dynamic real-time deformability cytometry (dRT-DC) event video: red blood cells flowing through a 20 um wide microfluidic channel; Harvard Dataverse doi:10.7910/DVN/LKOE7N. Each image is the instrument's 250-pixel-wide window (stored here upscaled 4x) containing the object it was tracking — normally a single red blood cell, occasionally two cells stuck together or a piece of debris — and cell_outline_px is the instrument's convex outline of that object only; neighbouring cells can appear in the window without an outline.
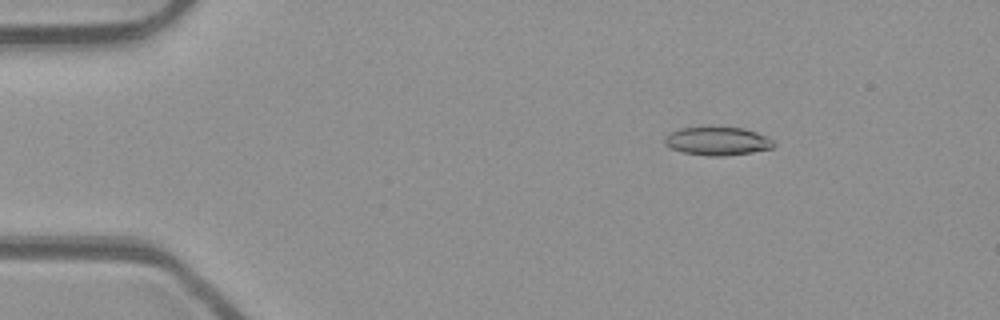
{"species": "common noctule bat (a hibernating species)", "species_latin": "Nyctalus noctula", "temperature_condition": "room temperature", "stored_images_in_passage": 48, "camera_frame_rate_fps": 3000, "um_per_image_px": 0.085, "animal": {"sex": "male", "body_mass_g": 23.1, "forearm_length_mm": 52.7}, "frame": {"image": 1, "passage_image": 4, "time_ms": 1.0, "image_size_px": [1000, 320], "cell_outline_px": [[776, 144], [772, 148], [752, 152], [724, 156], [708, 156], [684, 152], [672, 148], [664, 144], [664, 136], [680, 128], [704, 124], [712, 124], [744, 128], [768, 136]], "centroid_in_image_um": [60.97, 11.93], "position_along_channel_um": 24.0, "area_um2": 18.84}}
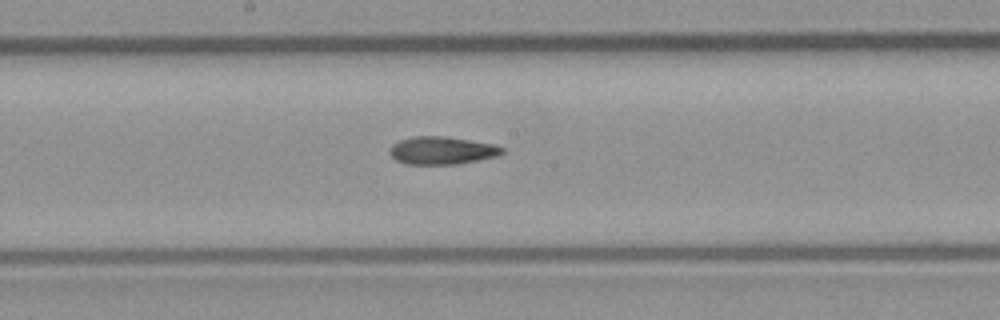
{"frame": {"image": 2, "passage_image": 24, "time_ms": 7.667, "image_size_px": [1000, 320], "cell_outline_px": [[504, 152], [496, 156], [456, 164], [404, 164], [396, 160], [388, 152], [388, 148], [392, 144], [400, 140], [412, 136], [444, 136], [492, 144], [504, 148]], "centroid_in_image_um": [37.49, 12.79], "position_along_channel_um": 210.7, "area_um2": 18.09}}
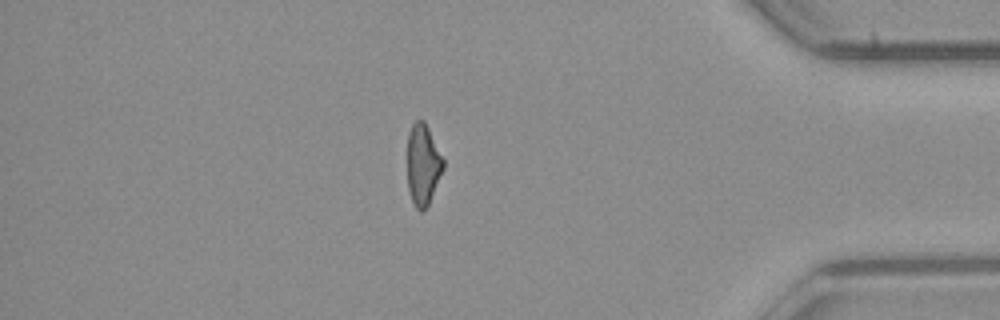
{"frame": {"image": 3, "passage_image": 41, "time_ms": 13.333, "image_size_px": [1000, 320], "cell_outline_px": [[444, 168], [428, 204], [424, 212], [420, 212], [416, 208], [412, 200], [408, 188], [408, 132], [412, 124], [416, 120], [424, 120], [444, 160]], "centroid_in_image_um": [35.95, 14.0], "position_along_channel_um": 399.3, "area_um2": 16.82}, "authors_computed_cell_mechanics": {"area_um2": 17.8602, "velocity_mm_per_s": 3.9826, "shape_relaxation_time_tau1_ms": null, "shape_relaxation_time_tau2_ms": 6.8127, "deformation_change_tau1": null, "deformation_change_tau2": 0.1769}}